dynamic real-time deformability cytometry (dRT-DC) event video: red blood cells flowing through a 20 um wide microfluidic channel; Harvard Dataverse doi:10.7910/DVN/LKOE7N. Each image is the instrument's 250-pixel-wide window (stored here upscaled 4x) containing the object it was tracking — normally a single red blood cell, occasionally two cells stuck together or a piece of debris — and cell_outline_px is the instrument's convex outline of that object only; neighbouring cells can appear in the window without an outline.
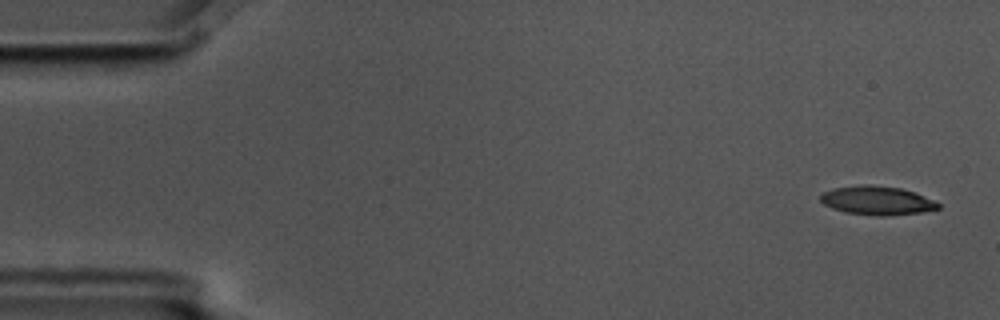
{"species": "common noctule bat (a hibernating species)", "species_latin": "Nyctalus noctula", "temperature_condition": "cold", "stored_images_in_passage": 3, "camera_frame_rate_fps": 3000, "um_per_image_px": 0.085, "animal": {"sex": "male", "body_mass_g": 17.5, "forearm_length_mm": 52.3}, "frame": {"image": 1, "passage_image": 1, "time_ms": 0.0, "image_size_px": [1000, 320], "cell_outline_px": [[940, 208], [920, 212], [888, 216], [876, 216], [844, 212], [832, 208], [824, 204], [820, 200], [820, 196], [824, 192], [832, 188], [860, 184], [872, 184], [900, 188], [916, 192], [940, 204]], "centroid_in_image_um": [74.52, 17.03], "position_along_channel_um": 10.5, "area_um2": 19.88}}